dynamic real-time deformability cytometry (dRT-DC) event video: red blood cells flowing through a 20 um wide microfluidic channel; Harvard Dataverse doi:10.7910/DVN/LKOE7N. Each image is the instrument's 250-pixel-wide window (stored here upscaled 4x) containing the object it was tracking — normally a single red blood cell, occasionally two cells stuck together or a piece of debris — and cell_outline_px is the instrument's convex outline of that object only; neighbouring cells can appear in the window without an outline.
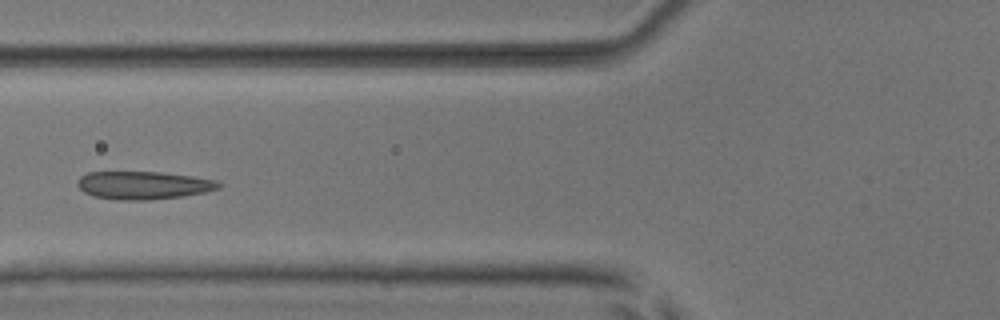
{"species": "common noctule bat (a hibernating species)", "species_latin": "Nyctalus noctula", "temperature_condition": "room temperature", "stored_images_in_passage": 6, "camera_frame_rate_fps": 3000, "um_per_image_px": 0.085, "animal": {"sex": "male", "body_mass_g": 17.9, "forearm_length_mm": 54.2}, "frame": {"image": 1, "passage_image": 6, "time_ms": 6.667, "image_size_px": [1000, 320], "cell_outline_px": [[224, 184], [220, 188], [204, 192], [184, 196], [144, 200], [120, 200], [92, 196], [84, 192], [76, 184], [76, 180], [80, 176], [88, 172], [160, 172], [192, 176], [216, 180]], "centroid_in_image_um": [12.18, 15.74], "position_along_channel_um": 113.6, "area_um2": 23.12}}